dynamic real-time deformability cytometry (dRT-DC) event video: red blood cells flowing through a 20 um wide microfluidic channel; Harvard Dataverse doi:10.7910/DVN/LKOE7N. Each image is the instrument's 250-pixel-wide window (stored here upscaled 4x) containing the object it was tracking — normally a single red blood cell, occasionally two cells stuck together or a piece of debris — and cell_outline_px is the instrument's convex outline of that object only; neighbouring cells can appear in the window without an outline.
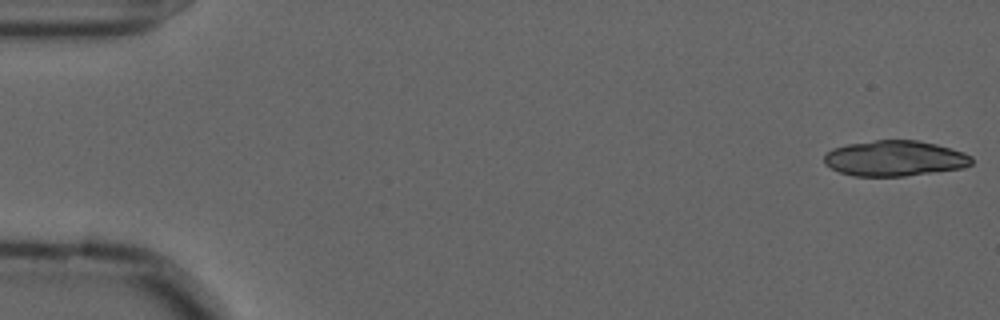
{"species": "common noctule bat (a hibernating species)", "species_latin": "Nyctalus noctula", "temperature_condition": "cold", "stored_images_in_passage": 55, "camera_frame_rate_fps": 3000, "um_per_image_px": 0.085, "animal": {"sex": "male", "forearm_length_mm": 52.5}, "frame": {"image": 1, "passage_image": 1, "time_ms": 0.0, "image_size_px": [1000, 320], "cell_outline_px": [[972, 164], [964, 168], [904, 176], [852, 176], [840, 172], [824, 164], [824, 156], [832, 148], [848, 144], [876, 140], [920, 140], [936, 144], [964, 152], [972, 156]], "centroid_in_image_um": [76.07, 13.46], "position_along_channel_um": 8.9, "area_um2": 30.63}}
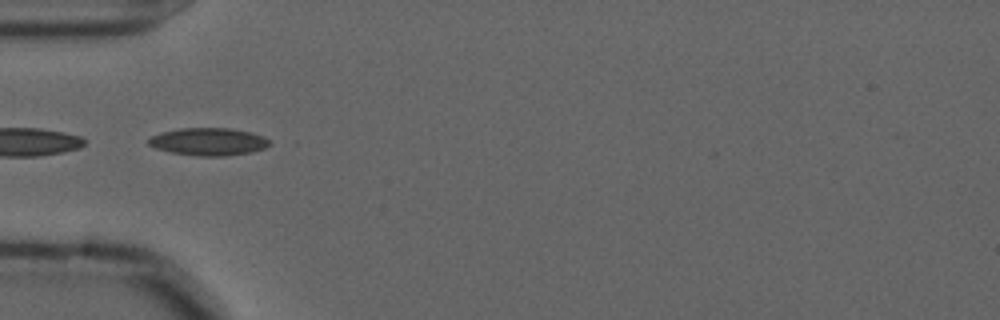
{"frame": {"image": 2, "passage_image": 18, "time_ms": 5.667, "image_size_px": [1000, 320], "cell_outline_px": [[272, 144], [264, 148], [252, 152], [224, 156], [196, 156], [172, 152], [156, 148], [148, 144], [148, 140], [152, 136], [164, 132], [180, 128], [228, 128], [252, 132], [264, 136]], "centroid_in_image_um": [17.77, 12.04], "position_along_channel_um": 67.2, "area_um2": 19.36}}
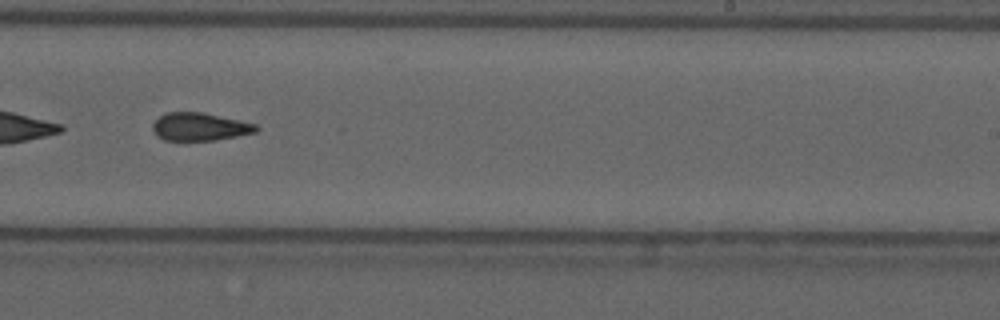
{"frame": {"image": 3, "passage_image": 35, "time_ms": 11.333, "image_size_px": [1000, 320], "cell_outline_px": [[260, 128], [256, 132], [216, 140], [164, 140], [156, 136], [152, 128], [152, 124], [160, 116], [168, 112], [200, 112], [256, 124]], "centroid_in_image_um": [16.96, 10.78], "position_along_channel_um": 272.0, "area_um2": 16.65}, "authors_computed_cell_mechanics": {"area_um2": 17.8602, "velocity_mm_per_s": 3.6192, "shape_relaxation_time_tau1_ms": null, "shape_relaxation_time_tau2_ms": 3.4941, "deformation_change_tau1": null, "deformation_change_tau2": 0.1168}}